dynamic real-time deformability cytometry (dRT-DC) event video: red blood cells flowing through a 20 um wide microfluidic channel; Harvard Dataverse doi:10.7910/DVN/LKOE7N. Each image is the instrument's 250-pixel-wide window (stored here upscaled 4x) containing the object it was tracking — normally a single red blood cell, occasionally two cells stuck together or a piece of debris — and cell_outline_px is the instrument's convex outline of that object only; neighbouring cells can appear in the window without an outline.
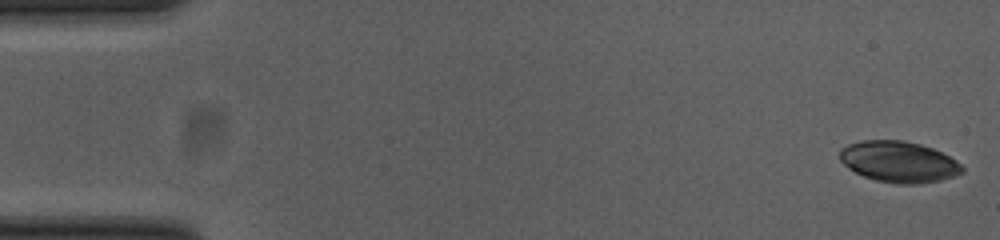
{"species": "common noctule bat (a hibernating species)", "species_latin": "Nyctalus noctula", "temperature_condition": "cold", "stored_images_in_passage": 56, "segment_of_instrument_passage": [1, 2], "camera_frame_rate_fps": 3000, "um_per_image_px": 0.085, "animal": {"sex": "female", "body_mass_g": 23.0, "forearm_length_mm": 53.4}, "frame": {"image": 1, "passage_image": 1, "time_ms": 0.0, "image_size_px": [1000, 240], "cell_outline_px": [[964, 172], [940, 180], [920, 184], [896, 184], [876, 180], [864, 176], [848, 168], [840, 160], [840, 148], [848, 144], [864, 140], [904, 140], [920, 144], [932, 148], [956, 160], [964, 168]], "centroid_in_image_um": [76.39, 13.75], "position_along_channel_um": 8.6, "area_um2": 29.25}}
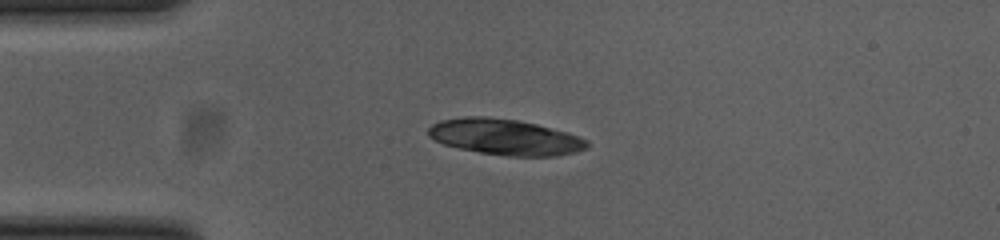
{"frame": {"image": 2, "passage_image": 13, "time_ms": 4.0, "image_size_px": [1000, 240], "cell_outline_px": [[588, 148], [576, 152], [556, 156], [508, 156], [480, 152], [460, 148], [444, 144], [428, 136], [428, 128], [432, 124], [440, 120], [464, 116], [484, 116], [516, 120], [536, 124], [564, 132], [588, 140]], "centroid_in_image_um": [42.91, 11.64], "position_along_channel_um": 42.1, "area_um2": 32.95}}